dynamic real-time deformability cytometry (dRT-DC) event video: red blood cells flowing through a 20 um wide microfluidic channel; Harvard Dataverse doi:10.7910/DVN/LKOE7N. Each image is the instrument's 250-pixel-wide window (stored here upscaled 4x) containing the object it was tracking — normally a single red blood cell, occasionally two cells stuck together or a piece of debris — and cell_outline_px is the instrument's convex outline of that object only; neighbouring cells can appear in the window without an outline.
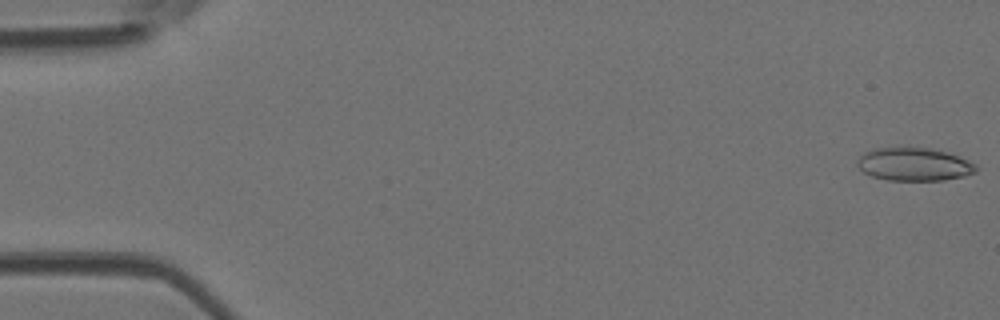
{"species": "Egyptian fruit bat (a non-hibernating species)", "species_latin": "Rousettus aegyptiacus", "temperature_condition": "room temperature", "stored_images_in_passage": 49, "camera_frame_rate_fps": 3000, "um_per_image_px": 0.085, "animal": {"sex": "female"}, "frame": {"image": 1, "passage_image": 1, "time_ms": 0.0, "image_size_px": [1000, 320], "cell_outline_px": [[980, 168], [976, 172], [964, 176], [944, 180], [888, 180], [872, 176], [864, 172], [856, 164], [856, 160], [864, 152], [872, 148], [928, 148], [948, 152], [968, 160], [976, 164]], "centroid_in_image_um": [77.71, 13.97], "position_along_channel_um": 7.3, "area_um2": 22.95}}
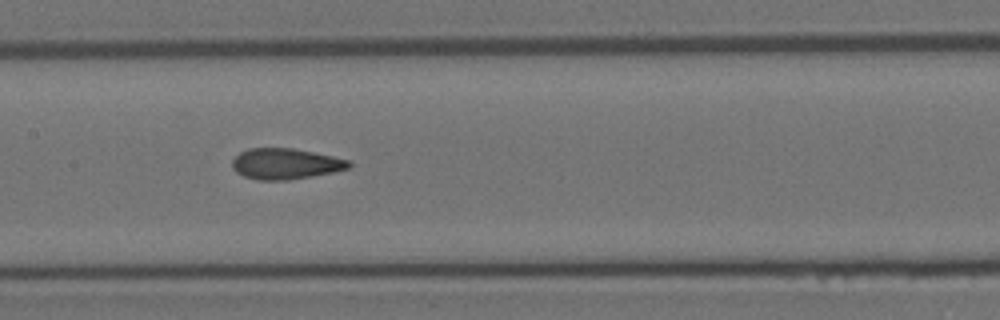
{"frame": {"image": 2, "passage_image": 24, "time_ms": 7.667, "image_size_px": [1000, 320], "cell_outline_px": [[352, 168], [312, 176], [288, 180], [256, 180], [244, 176], [236, 172], [232, 168], [232, 160], [240, 152], [248, 148], [292, 148], [352, 160]], "centroid_in_image_um": [24.28, 13.92], "position_along_channel_um": 183.1, "area_um2": 21.1}}
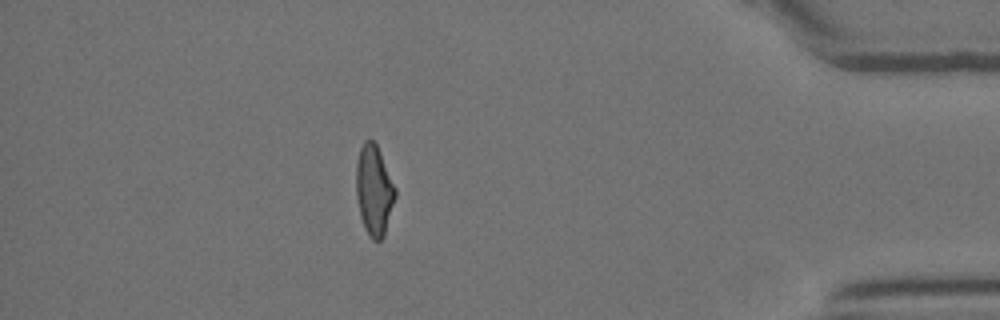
{"frame": {"image": 3, "passage_image": 43, "time_ms": 14.0, "image_size_px": [1000, 320], "cell_outline_px": [[396, 196], [384, 236], [380, 240], [372, 240], [368, 236], [364, 228], [360, 216], [356, 196], [356, 164], [360, 148], [364, 140], [372, 140], [376, 144], [380, 152], [396, 188]], "centroid_in_image_um": [31.79, 16.19], "position_along_channel_um": 403.4, "area_um2": 20.63}, "authors_computed_cell_mechanics": {"area_um2": 21.097, "velocity_mm_per_s": 4.188, "shape_relaxation_time_tau1_ms": 7.1355, "shape_relaxation_time_tau2_ms": 1.1342, "deformation_change_tau1": 0.1793, "deformation_change_tau2": 0.0726}}